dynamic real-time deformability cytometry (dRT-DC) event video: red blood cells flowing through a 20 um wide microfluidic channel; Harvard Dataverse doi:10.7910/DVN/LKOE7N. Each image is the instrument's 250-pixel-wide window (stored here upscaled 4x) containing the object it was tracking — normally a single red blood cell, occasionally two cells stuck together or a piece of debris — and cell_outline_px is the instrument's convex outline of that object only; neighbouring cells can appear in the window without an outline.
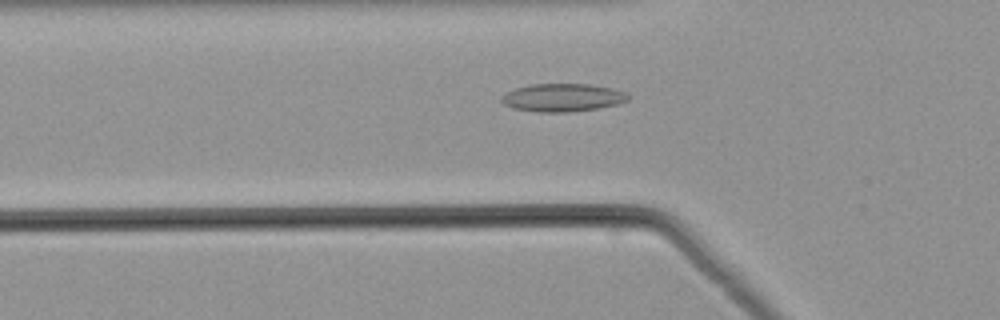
{"species": "common noctule bat (a hibernating species)", "species_latin": "Nyctalus noctula", "temperature_condition": "warm", "stored_images_in_passage": 51, "camera_frame_rate_fps": 3000, "um_per_image_px": 0.085, "animal": {"sex": "male", "body_mass_g": 21.5, "forearm_length_mm": 52.0}, "frame": {"image": 1, "passage_image": 17, "time_ms": 5.333, "image_size_px": [1000, 320], "cell_outline_px": [[628, 100], [616, 104], [600, 108], [568, 112], [536, 112], [512, 108], [504, 104], [500, 100], [500, 96], [504, 92], [516, 88], [532, 84], [592, 84], [612, 88], [624, 92], [628, 96]], "centroid_in_image_um": [47.76, 8.29], "position_along_channel_um": 78.0, "area_um2": 20.75}}
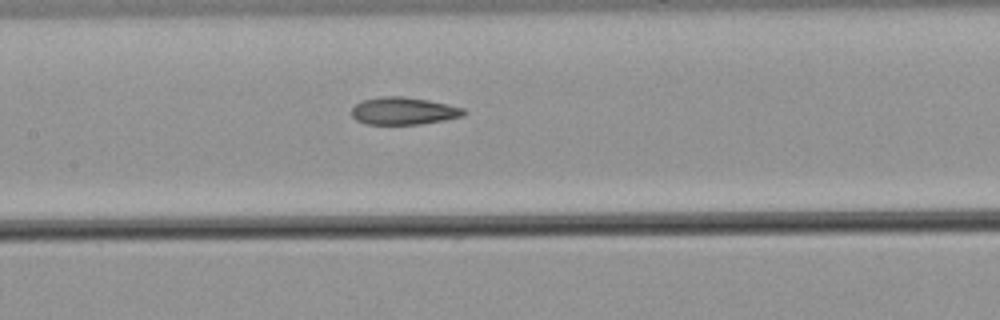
{"frame": {"image": 2, "passage_image": 24, "time_ms": 7.667, "image_size_px": [1000, 320], "cell_outline_px": [[464, 116], [444, 120], [420, 124], [364, 124], [356, 120], [352, 116], [352, 108], [360, 100], [384, 96], [404, 96], [428, 100], [448, 104], [464, 108]], "centroid_in_image_um": [34.28, 9.42], "position_along_channel_um": 173.1, "area_um2": 17.98}}
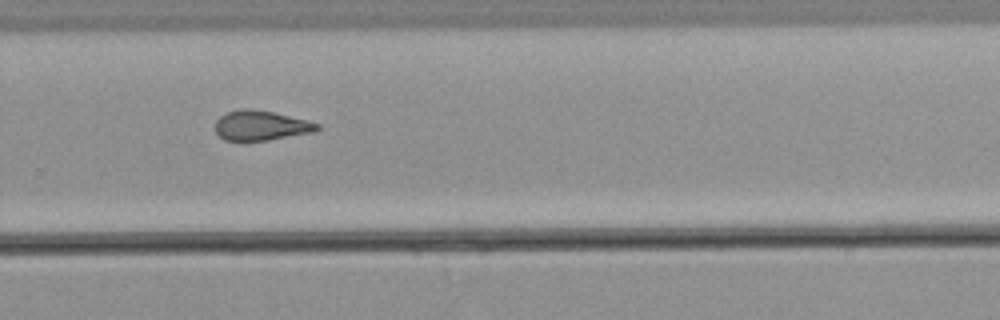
{"frame": {"image": 3, "passage_image": 34, "time_ms": 11.0, "image_size_px": [1000, 320], "cell_outline_px": [[320, 128], [312, 132], [268, 140], [224, 140], [216, 132], [216, 120], [220, 116], [228, 112], [244, 108], [248, 108], [272, 112], [308, 120], [320, 124]], "centroid_in_image_um": [22.18, 10.66], "position_along_channel_um": 307.6, "area_um2": 17.46}}